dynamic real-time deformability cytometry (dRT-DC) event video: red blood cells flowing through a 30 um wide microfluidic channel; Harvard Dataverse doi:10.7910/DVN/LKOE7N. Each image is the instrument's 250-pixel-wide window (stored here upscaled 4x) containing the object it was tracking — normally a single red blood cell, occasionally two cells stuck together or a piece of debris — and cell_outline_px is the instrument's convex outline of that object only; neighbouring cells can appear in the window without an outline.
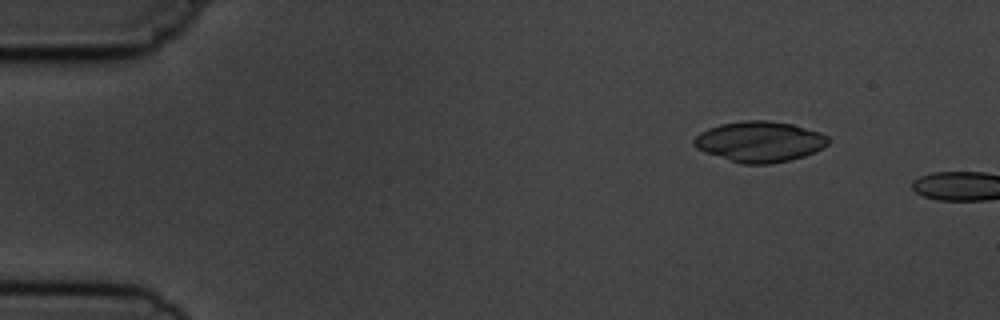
{"species": "common noctule bat (a hibernating species)", "species_latin": "Nyctalus noctula", "temperature_condition": "cold", "stored_images_in_passage": 3, "camera_frame_rate_fps": 3000, "um_per_image_px": 0.085, "animal": {"sex": "male", "body_mass_g": 19.5, "forearm_length_mm": 54.6}, "frame": {"image": 1, "passage_image": 2, "time_ms": 1.333, "image_size_px": [1000, 320], "cell_outline_px": [[828, 144], [824, 148], [816, 152], [804, 156], [772, 164], [740, 164], [704, 152], [696, 148], [692, 144], [692, 140], [700, 132], [708, 128], [720, 124], [744, 120], [768, 120], [792, 124], [820, 132], [828, 136]], "centroid_in_image_um": [64.56, 12.04], "position_along_channel_um": 20.4, "area_um2": 32.08}}